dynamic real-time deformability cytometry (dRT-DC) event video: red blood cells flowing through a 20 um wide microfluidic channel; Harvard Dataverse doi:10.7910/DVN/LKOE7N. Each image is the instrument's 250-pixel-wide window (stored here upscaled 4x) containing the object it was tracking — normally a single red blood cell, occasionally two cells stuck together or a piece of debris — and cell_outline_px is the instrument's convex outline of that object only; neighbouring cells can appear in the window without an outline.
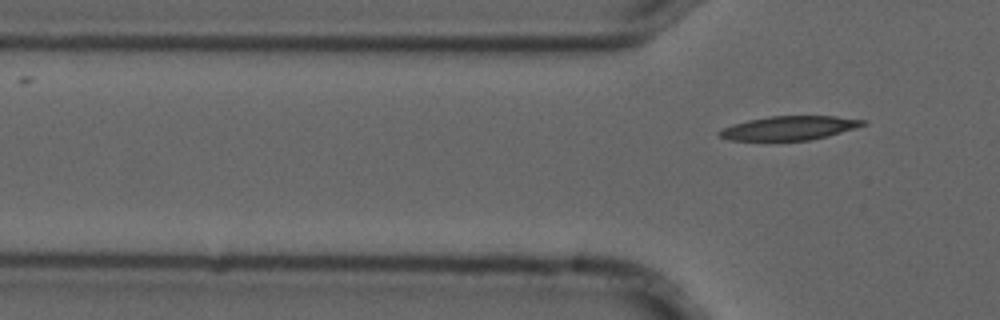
{"species": "common noctule bat (a hibernating species)", "species_latin": "Nyctalus noctula", "temperature_condition": "cold", "stored_images_in_passage": 3, "camera_frame_rate_fps": 3000, "um_per_image_px": 0.085, "animal": {"sex": "male", "forearm_length_mm": 52.5}, "frame": {"image": 1, "passage_image": 3, "time_ms": 0.667, "image_size_px": [1000, 320], "cell_outline_px": [[868, 124], [828, 136], [808, 140], [732, 140], [720, 136], [716, 132], [732, 124], [748, 120], [768, 116], [836, 116], [868, 120]], "centroid_in_image_um": [67.13, 10.87], "position_along_channel_um": 58.7, "area_um2": 20.0}}